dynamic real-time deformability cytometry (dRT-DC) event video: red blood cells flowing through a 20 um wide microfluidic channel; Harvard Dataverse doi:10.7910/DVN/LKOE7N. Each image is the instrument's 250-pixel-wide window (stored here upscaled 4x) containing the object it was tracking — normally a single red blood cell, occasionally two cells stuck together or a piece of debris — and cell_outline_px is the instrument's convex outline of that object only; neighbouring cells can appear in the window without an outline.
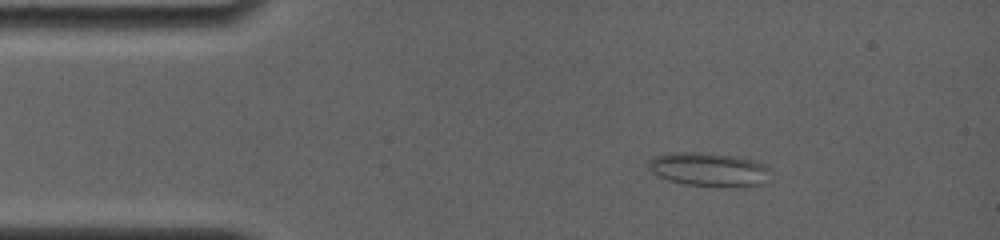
{"species": "common noctule bat (a hibernating species)", "species_latin": "Nyctalus noctula", "temperature_condition": "room temperature", "stored_images_in_passage": 8, "camera_frame_rate_fps": 4000, "um_per_image_px": 0.085, "animal": {"sex": "female", "body_mass_g": 19.0, "forearm_length_mm": 56.7}, "frame": {"image": 1, "passage_image": 4, "time_ms": 2.25, "image_size_px": [1000, 240], "cell_outline_px": [[768, 184], [740, 188], [684, 184], [668, 180], [656, 176], [648, 168], [648, 164], [652, 156], [668, 152], [708, 152], [736, 156], [756, 160], [764, 164], [768, 168]], "centroid_in_image_um": [60.28, 14.41], "position_along_channel_um": 24.7, "area_um2": 24.8}}
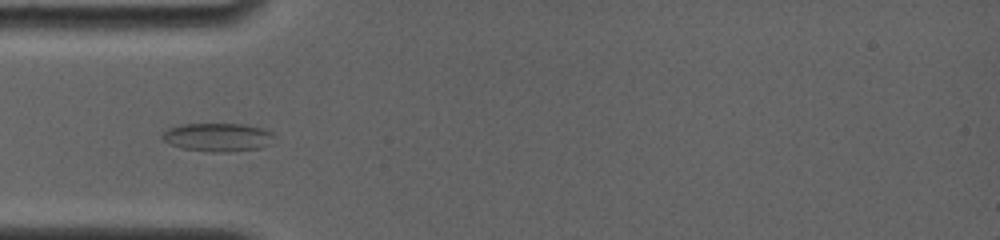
{"frame": {"image": 2, "passage_image": 7, "time_ms": 4.75, "image_size_px": [1000, 240], "cell_outline_px": [[272, 136], [268, 144], [260, 148], [228, 152], [212, 152], [180, 148], [164, 140], [160, 136], [168, 128], [180, 124], [240, 124], [260, 128], [272, 132]], "centroid_in_image_um": [18.45, 11.67], "position_along_channel_um": 66.5, "area_um2": 18.26}}